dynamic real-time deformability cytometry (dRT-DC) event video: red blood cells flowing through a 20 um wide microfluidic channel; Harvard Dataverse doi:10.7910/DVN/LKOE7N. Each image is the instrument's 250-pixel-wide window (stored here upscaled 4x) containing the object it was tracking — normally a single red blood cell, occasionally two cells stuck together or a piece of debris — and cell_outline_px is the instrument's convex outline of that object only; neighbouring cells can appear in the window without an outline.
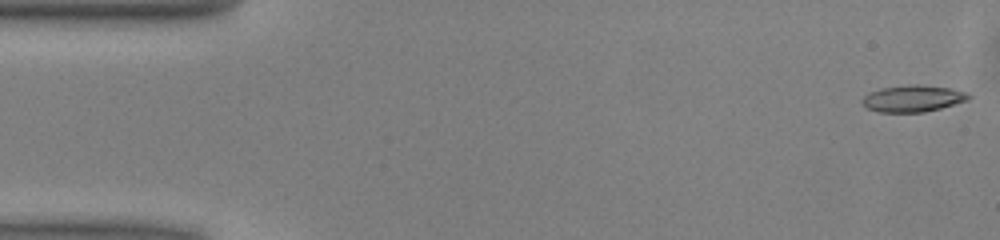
{"species": "common noctule bat (a hibernating species)", "species_latin": "Nyctalus noctula", "temperature_condition": "warm", "stored_images_in_passage": 50, "camera_frame_rate_fps": 3000, "um_per_image_px": 0.085, "animal": {"sex": "male", "body_mass_g": 13.0, "forearm_length_mm": 53.1}, "frame": {"image": 1, "passage_image": 1, "time_ms": 0.0, "image_size_px": [1000, 240], "cell_outline_px": [[972, 96], [968, 100], [940, 108], [924, 112], [880, 112], [868, 108], [860, 100], [864, 96], [880, 88], [908, 84], [916, 84], [948, 88], [968, 92]], "centroid_in_image_um": [77.61, 8.36], "position_along_channel_um": 7.4, "area_um2": 16.42}}
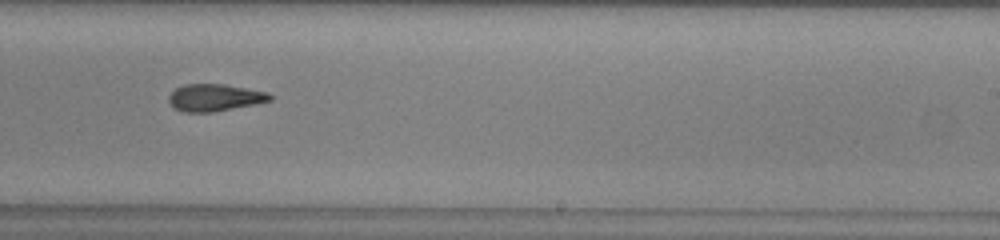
{"frame": {"image": 2, "passage_image": 30, "time_ms": 9.667, "image_size_px": [1000, 240], "cell_outline_px": [[272, 100], [256, 104], [212, 112], [184, 112], [172, 108], [168, 100], [168, 96], [176, 88], [184, 84], [224, 84], [268, 92], [272, 96]], "centroid_in_image_um": [18.23, 8.3], "position_along_channel_um": 270.8, "area_um2": 16.07}}
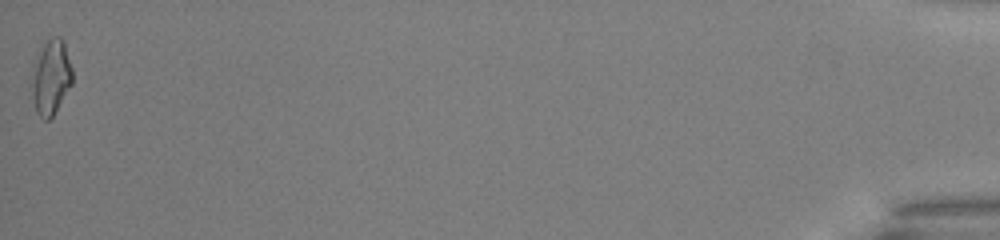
{"frame": {"image": 3, "passage_image": 50, "time_ms": 16.333, "image_size_px": [1000, 240], "cell_outline_px": [[72, 84], [52, 116], [48, 120], [44, 120], [36, 112], [32, 92], [32, 64], [40, 48], [52, 36], [60, 36], [64, 40], [72, 68]], "centroid_in_image_um": [4.33, 6.52], "position_along_channel_um": 430.9, "area_um2": 17.8}, "authors_computed_cell_mechanics": {"area_um2": 16.4152, "velocity_mm_per_s": 4.05, "shape_relaxation_time_tau1_ms": 3.9653, "shape_relaxation_time_tau2_ms": 7.6149, "deformation_change_tau1": 0.1719, "deformation_change_tau2": 0.1976}}